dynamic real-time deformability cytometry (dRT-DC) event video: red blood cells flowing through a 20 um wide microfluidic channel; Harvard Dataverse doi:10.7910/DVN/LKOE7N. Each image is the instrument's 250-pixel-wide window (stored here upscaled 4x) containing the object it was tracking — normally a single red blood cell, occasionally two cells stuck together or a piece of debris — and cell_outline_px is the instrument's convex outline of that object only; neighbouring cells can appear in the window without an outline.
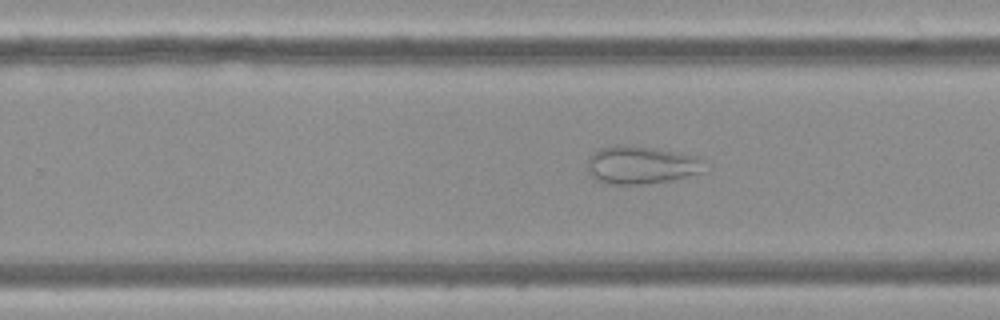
{"species": "Egyptian fruit bat (a non-hibernating species)", "species_latin": "Rousettus aegyptiacus", "temperature_condition": "cold", "stored_images_in_passage": 47, "camera_frame_rate_fps": 3000, "um_per_image_px": 0.085, "frame": {"image": 1, "passage_image": 26, "time_ms": 8.333, "image_size_px": [1000, 320], "cell_outline_px": [[700, 172], [672, 180], [644, 184], [604, 184], [588, 176], [588, 160], [592, 152], [600, 148], [616, 144], [624, 144], [656, 148], [696, 156], [700, 160]], "centroid_in_image_um": [54.36, 14.02], "position_along_channel_um": 275.4, "area_um2": 25.78}}
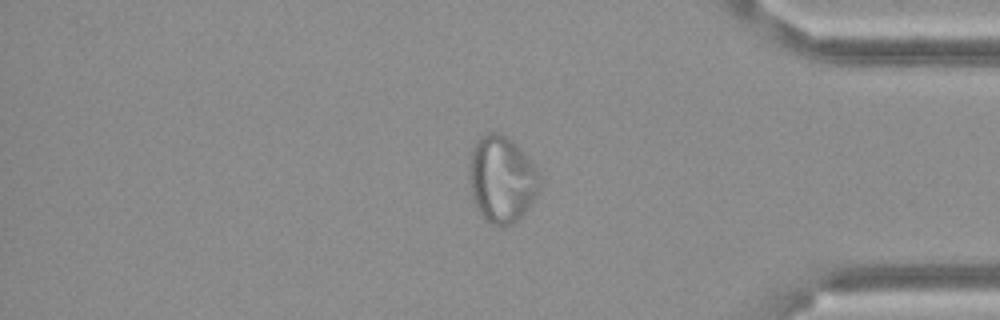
{"frame": {"image": 2, "passage_image": 38, "time_ms": 12.333, "image_size_px": [1000, 320], "cell_outline_px": [[540, 184], [528, 208], [512, 224], [488, 224], [480, 216], [476, 208], [472, 196], [468, 176], [468, 168], [472, 148], [476, 140], [480, 136], [488, 132], [496, 132], [508, 136], [524, 152], [536, 168], [540, 176]], "centroid_in_image_um": [42.6, 15.2], "position_along_channel_um": 392.6, "area_um2": 35.66}}
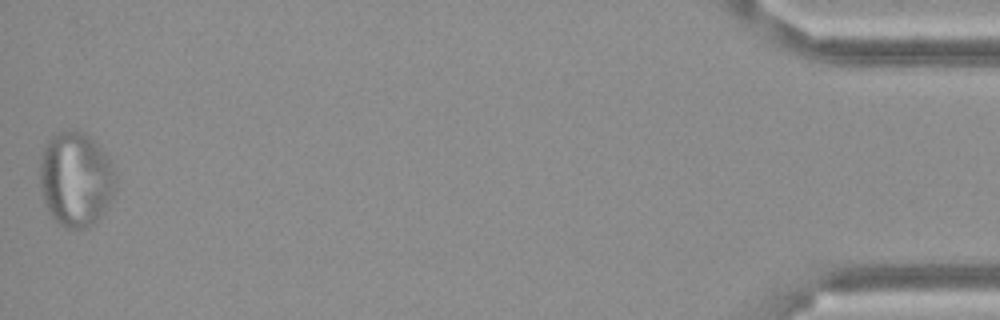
{"frame": {"image": 3, "passage_image": 47, "time_ms": 15.333, "image_size_px": [1000, 320], "cell_outline_px": [[116, 180], [112, 196], [104, 212], [88, 228], [68, 228], [60, 224], [52, 216], [44, 200], [40, 184], [40, 164], [44, 148], [48, 140], [52, 136], [60, 132], [84, 132], [112, 160], [116, 172]], "centroid_in_image_um": [6.47, 15.24], "position_along_channel_um": 428.7, "area_um2": 41.33}}